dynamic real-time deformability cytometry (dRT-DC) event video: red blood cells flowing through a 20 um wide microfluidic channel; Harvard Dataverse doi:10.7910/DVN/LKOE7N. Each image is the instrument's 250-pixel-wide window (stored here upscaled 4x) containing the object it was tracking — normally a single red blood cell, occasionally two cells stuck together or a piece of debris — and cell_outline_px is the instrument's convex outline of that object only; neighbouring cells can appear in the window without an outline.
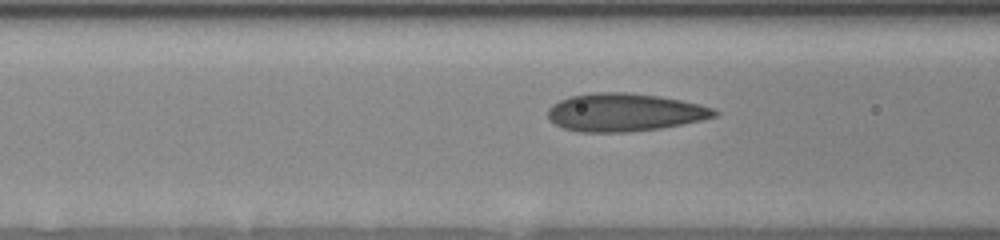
{"species": "human", "species_latin": "Homo sapiens", "temperature_condition": "room temperature", "stored_images_in_passage": 8, "camera_frame_rate_fps": 3000, "um_per_image_px": 0.085, "donor": {"sex": "female"}, "frame": {"image": 1, "passage_image": 4, "time_ms": 1.333, "image_size_px": [1000, 240], "cell_outline_px": [[720, 112], [716, 116], [700, 120], [660, 128], [628, 132], [580, 132], [564, 128], [556, 124], [548, 116], [548, 108], [552, 104], [560, 100], [572, 96], [592, 92], [624, 92], [660, 96], [700, 104], [712, 108]], "centroid_in_image_um": [53.08, 9.54], "position_along_channel_um": 113.5, "area_um2": 36.65}}
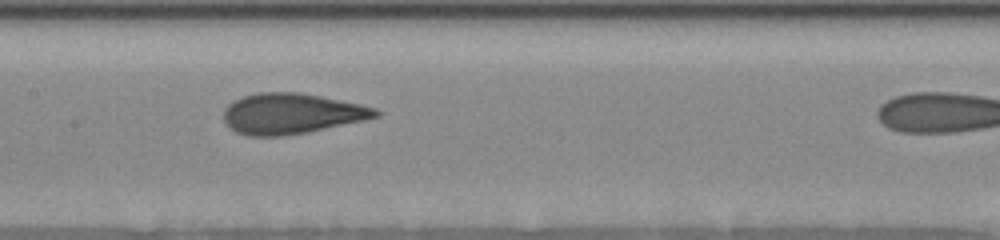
{"frame": {"image": 2, "passage_image": 6, "time_ms": 3.0, "image_size_px": [1000, 240], "cell_outline_px": [[380, 116], [364, 120], [308, 132], [280, 136], [248, 136], [236, 132], [224, 120], [224, 108], [232, 100], [256, 92], [300, 92], [360, 104], [376, 108], [380, 112]], "centroid_in_image_um": [24.77, 9.65], "position_along_channel_um": 182.6, "area_um2": 35.89}}